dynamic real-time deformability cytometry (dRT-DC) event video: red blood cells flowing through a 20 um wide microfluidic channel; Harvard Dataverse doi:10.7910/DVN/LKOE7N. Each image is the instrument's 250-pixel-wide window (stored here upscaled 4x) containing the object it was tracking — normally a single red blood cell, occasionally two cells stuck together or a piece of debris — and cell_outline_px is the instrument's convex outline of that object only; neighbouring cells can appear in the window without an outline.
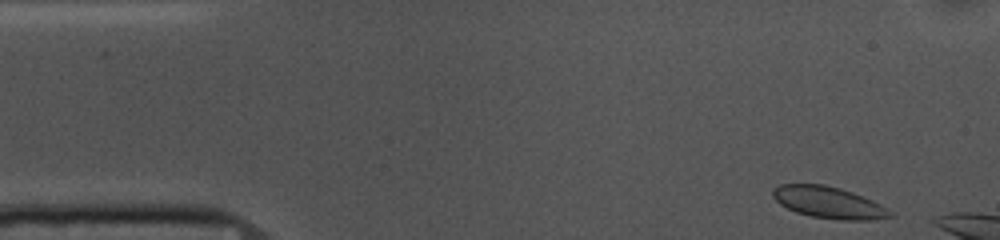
{"species": "common noctule bat (a hibernating species)", "species_latin": "Nyctalus noctula", "temperature_condition": "cold", "stored_images_in_passage": 7, "camera_frame_rate_fps": 3000, "um_per_image_px": 0.085, "animal": {"sex": "female", "body_mass_g": 10.0, "forearm_length_mm": 53.1}, "frame": {"image": 1, "passage_image": 2, "time_ms": 0.333, "image_size_px": [1000, 240], "cell_outline_px": [[896, 216], [872, 220], [840, 220], [812, 216], [796, 212], [780, 204], [772, 196], [772, 188], [780, 184], [824, 184], [840, 188], [852, 192], [872, 200], [880, 204], [892, 212]], "centroid_in_image_um": [70.44, 17.21], "position_along_channel_um": 14.6, "area_um2": 21.68}}